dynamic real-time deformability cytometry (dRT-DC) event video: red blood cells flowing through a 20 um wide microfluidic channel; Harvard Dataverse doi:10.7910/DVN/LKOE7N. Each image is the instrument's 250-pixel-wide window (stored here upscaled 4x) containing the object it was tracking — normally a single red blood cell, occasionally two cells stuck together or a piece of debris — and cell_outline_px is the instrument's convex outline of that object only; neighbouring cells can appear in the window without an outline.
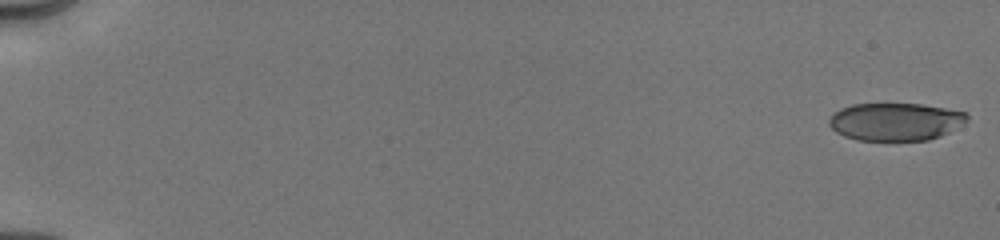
{"species": "human", "species_latin": "Homo sapiens", "temperature_condition": "cold", "stored_images_in_passage": 9, "camera_frame_rate_fps": 3000, "um_per_image_px": 0.085, "donor": {"sex": "male"}, "frame": {"image": 1, "passage_image": 1, "time_ms": 0.0, "image_size_px": [1000, 240], "cell_outline_px": [[968, 120], [948, 132], [940, 136], [928, 140], [892, 144], [856, 140], [844, 136], [836, 132], [828, 124], [828, 120], [840, 108], [852, 104], [920, 104], [944, 108], [964, 112], [968, 116]], "centroid_in_image_um": [76.07, 10.4], "position_along_channel_um": 8.9, "area_um2": 31.15}}
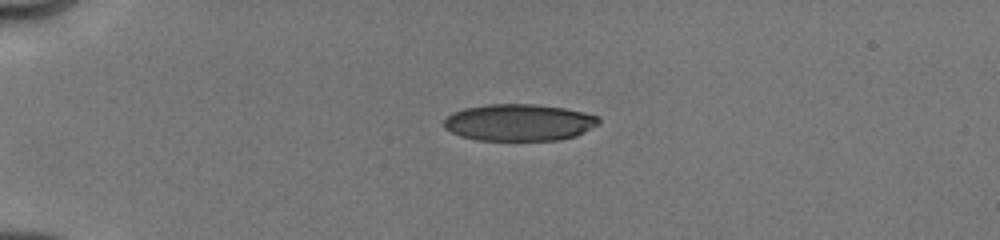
{"frame": {"image": 2, "passage_image": 6, "time_ms": 4.333, "image_size_px": [1000, 240], "cell_outline_px": [[600, 124], [576, 136], [560, 140], [476, 140], [460, 136], [444, 128], [444, 120], [452, 112], [464, 108], [488, 104], [536, 104], [564, 108], [584, 112], [600, 116]], "centroid_in_image_um": [44.14, 10.41], "position_along_channel_um": 40.9, "area_um2": 33.47}}
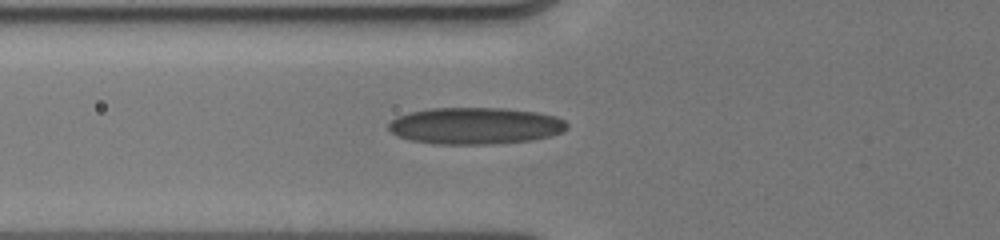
{"frame": {"image": 3, "passage_image": 9, "time_ms": 6.667, "image_size_px": [1000, 240], "cell_outline_px": [[568, 128], [564, 132], [548, 136], [528, 140], [492, 144], [432, 144], [412, 140], [396, 136], [388, 128], [388, 124], [396, 116], [408, 112], [432, 108], [508, 108], [540, 112], [556, 116], [564, 120], [568, 124]], "centroid_in_image_um": [40.4, 10.68], "position_along_channel_um": 85.4, "area_um2": 38.49}}